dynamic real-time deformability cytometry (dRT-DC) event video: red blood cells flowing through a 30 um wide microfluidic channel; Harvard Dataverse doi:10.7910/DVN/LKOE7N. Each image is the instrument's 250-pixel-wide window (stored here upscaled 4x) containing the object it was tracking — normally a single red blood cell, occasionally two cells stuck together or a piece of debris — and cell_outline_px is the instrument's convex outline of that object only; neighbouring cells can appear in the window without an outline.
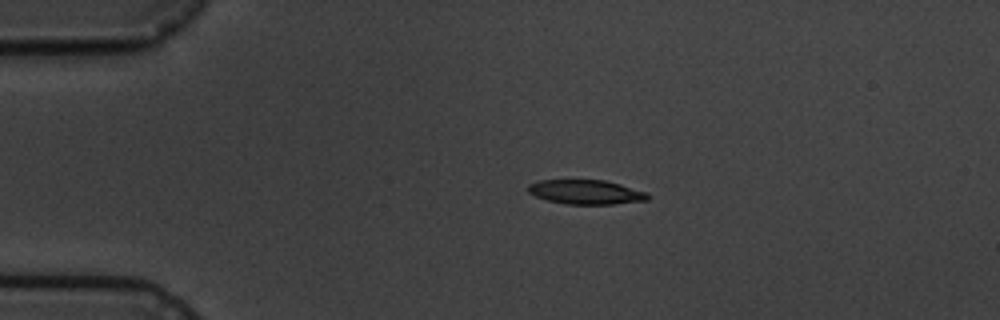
{"species": "common noctule bat (a hibernating species)", "species_latin": "Nyctalus noctula", "temperature_condition": "cold", "stored_images_in_passage": 4, "camera_frame_rate_fps": 3000, "um_per_image_px": 0.085, "animal": {"sex": "male", "body_mass_g": 19.5, "forearm_length_mm": 54.6}, "frame": {"image": 1, "passage_image": 2, "time_ms": 2.0, "image_size_px": [1000, 320], "cell_outline_px": [[648, 200], [612, 204], [564, 204], [548, 200], [536, 196], [528, 192], [528, 184], [536, 180], [604, 180], [620, 184], [648, 192]], "centroid_in_image_um": [49.79, 16.32], "position_along_channel_um": 35.2, "area_um2": 16.99}}